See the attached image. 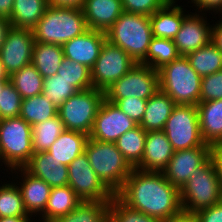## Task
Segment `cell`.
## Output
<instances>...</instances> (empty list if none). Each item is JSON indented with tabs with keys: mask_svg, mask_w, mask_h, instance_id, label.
I'll return each mask as SVG.
<instances>
[{
	"mask_svg": "<svg viewBox=\"0 0 222 222\" xmlns=\"http://www.w3.org/2000/svg\"><path fill=\"white\" fill-rule=\"evenodd\" d=\"M57 74L76 87L79 91L93 87L91 81V69L86 65L72 61L66 57L63 58Z\"/></svg>",
	"mask_w": 222,
	"mask_h": 222,
	"instance_id": "37",
	"label": "cell"
},
{
	"mask_svg": "<svg viewBox=\"0 0 222 222\" xmlns=\"http://www.w3.org/2000/svg\"><path fill=\"white\" fill-rule=\"evenodd\" d=\"M105 41V32L88 29L82 35L74 37L62 46L64 57L91 69L98 59Z\"/></svg>",
	"mask_w": 222,
	"mask_h": 222,
	"instance_id": "17",
	"label": "cell"
},
{
	"mask_svg": "<svg viewBox=\"0 0 222 222\" xmlns=\"http://www.w3.org/2000/svg\"><path fill=\"white\" fill-rule=\"evenodd\" d=\"M105 34L106 40L119 46L136 63L146 57L153 38L149 16L125 11Z\"/></svg>",
	"mask_w": 222,
	"mask_h": 222,
	"instance_id": "3",
	"label": "cell"
},
{
	"mask_svg": "<svg viewBox=\"0 0 222 222\" xmlns=\"http://www.w3.org/2000/svg\"><path fill=\"white\" fill-rule=\"evenodd\" d=\"M211 147H195L175 151L162 171L170 184L181 190L197 168L210 158Z\"/></svg>",
	"mask_w": 222,
	"mask_h": 222,
	"instance_id": "15",
	"label": "cell"
},
{
	"mask_svg": "<svg viewBox=\"0 0 222 222\" xmlns=\"http://www.w3.org/2000/svg\"><path fill=\"white\" fill-rule=\"evenodd\" d=\"M64 58L63 47L57 44L35 42L31 63L43 78L57 74Z\"/></svg>",
	"mask_w": 222,
	"mask_h": 222,
	"instance_id": "28",
	"label": "cell"
},
{
	"mask_svg": "<svg viewBox=\"0 0 222 222\" xmlns=\"http://www.w3.org/2000/svg\"><path fill=\"white\" fill-rule=\"evenodd\" d=\"M9 78L22 99L42 94L44 78L32 63L25 65Z\"/></svg>",
	"mask_w": 222,
	"mask_h": 222,
	"instance_id": "34",
	"label": "cell"
},
{
	"mask_svg": "<svg viewBox=\"0 0 222 222\" xmlns=\"http://www.w3.org/2000/svg\"><path fill=\"white\" fill-rule=\"evenodd\" d=\"M163 131L175 151L195 147H211L203 142L195 105H176Z\"/></svg>",
	"mask_w": 222,
	"mask_h": 222,
	"instance_id": "9",
	"label": "cell"
},
{
	"mask_svg": "<svg viewBox=\"0 0 222 222\" xmlns=\"http://www.w3.org/2000/svg\"><path fill=\"white\" fill-rule=\"evenodd\" d=\"M222 99V70L202 77L200 102Z\"/></svg>",
	"mask_w": 222,
	"mask_h": 222,
	"instance_id": "42",
	"label": "cell"
},
{
	"mask_svg": "<svg viewBox=\"0 0 222 222\" xmlns=\"http://www.w3.org/2000/svg\"><path fill=\"white\" fill-rule=\"evenodd\" d=\"M160 90L176 105H197L200 102L201 79L186 56H179L158 70Z\"/></svg>",
	"mask_w": 222,
	"mask_h": 222,
	"instance_id": "5",
	"label": "cell"
},
{
	"mask_svg": "<svg viewBox=\"0 0 222 222\" xmlns=\"http://www.w3.org/2000/svg\"><path fill=\"white\" fill-rule=\"evenodd\" d=\"M115 195L130 208L161 222L183 215L180 190L170 184L162 172L134 168Z\"/></svg>",
	"mask_w": 222,
	"mask_h": 222,
	"instance_id": "1",
	"label": "cell"
},
{
	"mask_svg": "<svg viewBox=\"0 0 222 222\" xmlns=\"http://www.w3.org/2000/svg\"><path fill=\"white\" fill-rule=\"evenodd\" d=\"M88 29L82 8L48 5L32 31L35 42L63 46Z\"/></svg>",
	"mask_w": 222,
	"mask_h": 222,
	"instance_id": "2",
	"label": "cell"
},
{
	"mask_svg": "<svg viewBox=\"0 0 222 222\" xmlns=\"http://www.w3.org/2000/svg\"><path fill=\"white\" fill-rule=\"evenodd\" d=\"M166 222H196V220L193 218V216H188V215H182L176 219H172Z\"/></svg>",
	"mask_w": 222,
	"mask_h": 222,
	"instance_id": "52",
	"label": "cell"
},
{
	"mask_svg": "<svg viewBox=\"0 0 222 222\" xmlns=\"http://www.w3.org/2000/svg\"><path fill=\"white\" fill-rule=\"evenodd\" d=\"M82 10L88 28L105 33L124 12L121 0H85Z\"/></svg>",
	"mask_w": 222,
	"mask_h": 222,
	"instance_id": "20",
	"label": "cell"
},
{
	"mask_svg": "<svg viewBox=\"0 0 222 222\" xmlns=\"http://www.w3.org/2000/svg\"><path fill=\"white\" fill-rule=\"evenodd\" d=\"M0 222H33L31 216L0 217Z\"/></svg>",
	"mask_w": 222,
	"mask_h": 222,
	"instance_id": "51",
	"label": "cell"
},
{
	"mask_svg": "<svg viewBox=\"0 0 222 222\" xmlns=\"http://www.w3.org/2000/svg\"><path fill=\"white\" fill-rule=\"evenodd\" d=\"M15 216L30 215L25 210L19 187L15 182H7L0 186V217Z\"/></svg>",
	"mask_w": 222,
	"mask_h": 222,
	"instance_id": "36",
	"label": "cell"
},
{
	"mask_svg": "<svg viewBox=\"0 0 222 222\" xmlns=\"http://www.w3.org/2000/svg\"><path fill=\"white\" fill-rule=\"evenodd\" d=\"M10 80H0V93L2 92L4 86L9 82Z\"/></svg>",
	"mask_w": 222,
	"mask_h": 222,
	"instance_id": "54",
	"label": "cell"
},
{
	"mask_svg": "<svg viewBox=\"0 0 222 222\" xmlns=\"http://www.w3.org/2000/svg\"><path fill=\"white\" fill-rule=\"evenodd\" d=\"M174 152L163 130L147 132L142 161L135 168L146 172H162Z\"/></svg>",
	"mask_w": 222,
	"mask_h": 222,
	"instance_id": "18",
	"label": "cell"
},
{
	"mask_svg": "<svg viewBox=\"0 0 222 222\" xmlns=\"http://www.w3.org/2000/svg\"><path fill=\"white\" fill-rule=\"evenodd\" d=\"M176 3V0H169L149 17L153 37L172 40L175 38L183 19L188 15L185 13L187 11Z\"/></svg>",
	"mask_w": 222,
	"mask_h": 222,
	"instance_id": "22",
	"label": "cell"
},
{
	"mask_svg": "<svg viewBox=\"0 0 222 222\" xmlns=\"http://www.w3.org/2000/svg\"><path fill=\"white\" fill-rule=\"evenodd\" d=\"M146 135L147 132L138 125L121 135L115 142L117 149L133 168L142 161Z\"/></svg>",
	"mask_w": 222,
	"mask_h": 222,
	"instance_id": "32",
	"label": "cell"
},
{
	"mask_svg": "<svg viewBox=\"0 0 222 222\" xmlns=\"http://www.w3.org/2000/svg\"><path fill=\"white\" fill-rule=\"evenodd\" d=\"M169 0H121L125 12L151 16Z\"/></svg>",
	"mask_w": 222,
	"mask_h": 222,
	"instance_id": "43",
	"label": "cell"
},
{
	"mask_svg": "<svg viewBox=\"0 0 222 222\" xmlns=\"http://www.w3.org/2000/svg\"><path fill=\"white\" fill-rule=\"evenodd\" d=\"M191 3L196 7V10H200L198 13L209 10L222 16V0H191Z\"/></svg>",
	"mask_w": 222,
	"mask_h": 222,
	"instance_id": "45",
	"label": "cell"
},
{
	"mask_svg": "<svg viewBox=\"0 0 222 222\" xmlns=\"http://www.w3.org/2000/svg\"><path fill=\"white\" fill-rule=\"evenodd\" d=\"M137 126L138 124L124 114L113 102L104 99L89 138L100 142L115 143L121 135Z\"/></svg>",
	"mask_w": 222,
	"mask_h": 222,
	"instance_id": "14",
	"label": "cell"
},
{
	"mask_svg": "<svg viewBox=\"0 0 222 222\" xmlns=\"http://www.w3.org/2000/svg\"><path fill=\"white\" fill-rule=\"evenodd\" d=\"M136 64L119 46L106 40L100 50L98 59L91 68L93 88L106 91Z\"/></svg>",
	"mask_w": 222,
	"mask_h": 222,
	"instance_id": "11",
	"label": "cell"
},
{
	"mask_svg": "<svg viewBox=\"0 0 222 222\" xmlns=\"http://www.w3.org/2000/svg\"><path fill=\"white\" fill-rule=\"evenodd\" d=\"M22 97L9 81L0 93V120L19 117Z\"/></svg>",
	"mask_w": 222,
	"mask_h": 222,
	"instance_id": "40",
	"label": "cell"
},
{
	"mask_svg": "<svg viewBox=\"0 0 222 222\" xmlns=\"http://www.w3.org/2000/svg\"><path fill=\"white\" fill-rule=\"evenodd\" d=\"M175 106L176 103L159 89L147 101L141 128L146 132L163 130Z\"/></svg>",
	"mask_w": 222,
	"mask_h": 222,
	"instance_id": "24",
	"label": "cell"
},
{
	"mask_svg": "<svg viewBox=\"0 0 222 222\" xmlns=\"http://www.w3.org/2000/svg\"><path fill=\"white\" fill-rule=\"evenodd\" d=\"M109 222H161L155 217L130 208L124 204L116 195L110 201Z\"/></svg>",
	"mask_w": 222,
	"mask_h": 222,
	"instance_id": "39",
	"label": "cell"
},
{
	"mask_svg": "<svg viewBox=\"0 0 222 222\" xmlns=\"http://www.w3.org/2000/svg\"><path fill=\"white\" fill-rule=\"evenodd\" d=\"M222 19V17H221ZM215 22L211 29V42L222 52V20Z\"/></svg>",
	"mask_w": 222,
	"mask_h": 222,
	"instance_id": "47",
	"label": "cell"
},
{
	"mask_svg": "<svg viewBox=\"0 0 222 222\" xmlns=\"http://www.w3.org/2000/svg\"><path fill=\"white\" fill-rule=\"evenodd\" d=\"M12 25L10 24L7 17L0 15V49L2 45L4 44V41L6 39V35L8 33L9 28Z\"/></svg>",
	"mask_w": 222,
	"mask_h": 222,
	"instance_id": "49",
	"label": "cell"
},
{
	"mask_svg": "<svg viewBox=\"0 0 222 222\" xmlns=\"http://www.w3.org/2000/svg\"><path fill=\"white\" fill-rule=\"evenodd\" d=\"M200 14L188 13L183 19L179 32L173 39L180 56H186L211 41L212 25L207 23V18L204 19L203 13Z\"/></svg>",
	"mask_w": 222,
	"mask_h": 222,
	"instance_id": "16",
	"label": "cell"
},
{
	"mask_svg": "<svg viewBox=\"0 0 222 222\" xmlns=\"http://www.w3.org/2000/svg\"><path fill=\"white\" fill-rule=\"evenodd\" d=\"M48 5L55 7L82 8L85 0H47Z\"/></svg>",
	"mask_w": 222,
	"mask_h": 222,
	"instance_id": "48",
	"label": "cell"
},
{
	"mask_svg": "<svg viewBox=\"0 0 222 222\" xmlns=\"http://www.w3.org/2000/svg\"><path fill=\"white\" fill-rule=\"evenodd\" d=\"M58 114V108L52 100L43 94L22 100L19 116L31 126L44 122Z\"/></svg>",
	"mask_w": 222,
	"mask_h": 222,
	"instance_id": "31",
	"label": "cell"
},
{
	"mask_svg": "<svg viewBox=\"0 0 222 222\" xmlns=\"http://www.w3.org/2000/svg\"><path fill=\"white\" fill-rule=\"evenodd\" d=\"M68 185L82 201L110 202L114 194L99 179L85 152L68 165Z\"/></svg>",
	"mask_w": 222,
	"mask_h": 222,
	"instance_id": "12",
	"label": "cell"
},
{
	"mask_svg": "<svg viewBox=\"0 0 222 222\" xmlns=\"http://www.w3.org/2000/svg\"><path fill=\"white\" fill-rule=\"evenodd\" d=\"M0 80H10L9 75L5 71V68L0 60Z\"/></svg>",
	"mask_w": 222,
	"mask_h": 222,
	"instance_id": "53",
	"label": "cell"
},
{
	"mask_svg": "<svg viewBox=\"0 0 222 222\" xmlns=\"http://www.w3.org/2000/svg\"><path fill=\"white\" fill-rule=\"evenodd\" d=\"M79 90L74 87L71 82L63 77L55 74L50 77H45L43 80V96L52 100L54 106L59 108L70 96L77 93Z\"/></svg>",
	"mask_w": 222,
	"mask_h": 222,
	"instance_id": "38",
	"label": "cell"
},
{
	"mask_svg": "<svg viewBox=\"0 0 222 222\" xmlns=\"http://www.w3.org/2000/svg\"><path fill=\"white\" fill-rule=\"evenodd\" d=\"M23 168L31 175L42 179L50 187L68 185V166L53 159L48 152L34 153Z\"/></svg>",
	"mask_w": 222,
	"mask_h": 222,
	"instance_id": "21",
	"label": "cell"
},
{
	"mask_svg": "<svg viewBox=\"0 0 222 222\" xmlns=\"http://www.w3.org/2000/svg\"><path fill=\"white\" fill-rule=\"evenodd\" d=\"M89 135L65 129L47 152L61 164L68 166L76 157L85 152Z\"/></svg>",
	"mask_w": 222,
	"mask_h": 222,
	"instance_id": "25",
	"label": "cell"
},
{
	"mask_svg": "<svg viewBox=\"0 0 222 222\" xmlns=\"http://www.w3.org/2000/svg\"><path fill=\"white\" fill-rule=\"evenodd\" d=\"M196 222H222V201L192 215Z\"/></svg>",
	"mask_w": 222,
	"mask_h": 222,
	"instance_id": "44",
	"label": "cell"
},
{
	"mask_svg": "<svg viewBox=\"0 0 222 222\" xmlns=\"http://www.w3.org/2000/svg\"><path fill=\"white\" fill-rule=\"evenodd\" d=\"M180 200L183 214L188 216L222 201V188L211 158L196 169L180 190Z\"/></svg>",
	"mask_w": 222,
	"mask_h": 222,
	"instance_id": "6",
	"label": "cell"
},
{
	"mask_svg": "<svg viewBox=\"0 0 222 222\" xmlns=\"http://www.w3.org/2000/svg\"><path fill=\"white\" fill-rule=\"evenodd\" d=\"M109 205L105 201H82L72 212L52 222H109Z\"/></svg>",
	"mask_w": 222,
	"mask_h": 222,
	"instance_id": "30",
	"label": "cell"
},
{
	"mask_svg": "<svg viewBox=\"0 0 222 222\" xmlns=\"http://www.w3.org/2000/svg\"><path fill=\"white\" fill-rule=\"evenodd\" d=\"M210 158L214 163L217 173V178L222 188V143L211 146Z\"/></svg>",
	"mask_w": 222,
	"mask_h": 222,
	"instance_id": "46",
	"label": "cell"
},
{
	"mask_svg": "<svg viewBox=\"0 0 222 222\" xmlns=\"http://www.w3.org/2000/svg\"><path fill=\"white\" fill-rule=\"evenodd\" d=\"M82 200L69 186L52 187L45 210L41 214L43 222H52L56 218L72 212Z\"/></svg>",
	"mask_w": 222,
	"mask_h": 222,
	"instance_id": "26",
	"label": "cell"
},
{
	"mask_svg": "<svg viewBox=\"0 0 222 222\" xmlns=\"http://www.w3.org/2000/svg\"><path fill=\"white\" fill-rule=\"evenodd\" d=\"M113 102L124 114L140 125L146 110L148 100L129 97L124 99H107Z\"/></svg>",
	"mask_w": 222,
	"mask_h": 222,
	"instance_id": "41",
	"label": "cell"
},
{
	"mask_svg": "<svg viewBox=\"0 0 222 222\" xmlns=\"http://www.w3.org/2000/svg\"><path fill=\"white\" fill-rule=\"evenodd\" d=\"M33 31L11 26L0 49V60L9 76L31 63Z\"/></svg>",
	"mask_w": 222,
	"mask_h": 222,
	"instance_id": "13",
	"label": "cell"
},
{
	"mask_svg": "<svg viewBox=\"0 0 222 222\" xmlns=\"http://www.w3.org/2000/svg\"><path fill=\"white\" fill-rule=\"evenodd\" d=\"M160 89L159 72L148 65L137 63L128 73L106 91L105 99L136 97L148 100Z\"/></svg>",
	"mask_w": 222,
	"mask_h": 222,
	"instance_id": "10",
	"label": "cell"
},
{
	"mask_svg": "<svg viewBox=\"0 0 222 222\" xmlns=\"http://www.w3.org/2000/svg\"><path fill=\"white\" fill-rule=\"evenodd\" d=\"M191 67L201 77L222 70V52L210 41L186 55Z\"/></svg>",
	"mask_w": 222,
	"mask_h": 222,
	"instance_id": "29",
	"label": "cell"
},
{
	"mask_svg": "<svg viewBox=\"0 0 222 222\" xmlns=\"http://www.w3.org/2000/svg\"><path fill=\"white\" fill-rule=\"evenodd\" d=\"M104 99V91L93 87L70 96L58 108V116L63 122L64 128L90 135Z\"/></svg>",
	"mask_w": 222,
	"mask_h": 222,
	"instance_id": "8",
	"label": "cell"
},
{
	"mask_svg": "<svg viewBox=\"0 0 222 222\" xmlns=\"http://www.w3.org/2000/svg\"><path fill=\"white\" fill-rule=\"evenodd\" d=\"M65 130L58 114L32 126V148L34 153L47 152Z\"/></svg>",
	"mask_w": 222,
	"mask_h": 222,
	"instance_id": "33",
	"label": "cell"
},
{
	"mask_svg": "<svg viewBox=\"0 0 222 222\" xmlns=\"http://www.w3.org/2000/svg\"><path fill=\"white\" fill-rule=\"evenodd\" d=\"M14 0H0V15L9 17L13 8Z\"/></svg>",
	"mask_w": 222,
	"mask_h": 222,
	"instance_id": "50",
	"label": "cell"
},
{
	"mask_svg": "<svg viewBox=\"0 0 222 222\" xmlns=\"http://www.w3.org/2000/svg\"><path fill=\"white\" fill-rule=\"evenodd\" d=\"M34 154L32 126L20 116L0 120V157L12 172L23 168Z\"/></svg>",
	"mask_w": 222,
	"mask_h": 222,
	"instance_id": "7",
	"label": "cell"
},
{
	"mask_svg": "<svg viewBox=\"0 0 222 222\" xmlns=\"http://www.w3.org/2000/svg\"><path fill=\"white\" fill-rule=\"evenodd\" d=\"M85 153L99 179L115 195L134 169L115 143L88 138Z\"/></svg>",
	"mask_w": 222,
	"mask_h": 222,
	"instance_id": "4",
	"label": "cell"
},
{
	"mask_svg": "<svg viewBox=\"0 0 222 222\" xmlns=\"http://www.w3.org/2000/svg\"><path fill=\"white\" fill-rule=\"evenodd\" d=\"M196 107L203 142L210 146L222 143V99L199 102Z\"/></svg>",
	"mask_w": 222,
	"mask_h": 222,
	"instance_id": "23",
	"label": "cell"
},
{
	"mask_svg": "<svg viewBox=\"0 0 222 222\" xmlns=\"http://www.w3.org/2000/svg\"><path fill=\"white\" fill-rule=\"evenodd\" d=\"M17 174L21 172L22 181L19 182V189L22 195L23 204L28 215L41 214L46 208L51 189L46 182L28 173L24 168L13 169ZM18 170V172H17Z\"/></svg>",
	"mask_w": 222,
	"mask_h": 222,
	"instance_id": "19",
	"label": "cell"
},
{
	"mask_svg": "<svg viewBox=\"0 0 222 222\" xmlns=\"http://www.w3.org/2000/svg\"><path fill=\"white\" fill-rule=\"evenodd\" d=\"M47 7V0H14L8 20L13 27L33 30Z\"/></svg>",
	"mask_w": 222,
	"mask_h": 222,
	"instance_id": "27",
	"label": "cell"
},
{
	"mask_svg": "<svg viewBox=\"0 0 222 222\" xmlns=\"http://www.w3.org/2000/svg\"><path fill=\"white\" fill-rule=\"evenodd\" d=\"M179 56L172 39L153 37L147 55L140 64L148 65L155 70H159L165 64L172 62Z\"/></svg>",
	"mask_w": 222,
	"mask_h": 222,
	"instance_id": "35",
	"label": "cell"
}]
</instances>
